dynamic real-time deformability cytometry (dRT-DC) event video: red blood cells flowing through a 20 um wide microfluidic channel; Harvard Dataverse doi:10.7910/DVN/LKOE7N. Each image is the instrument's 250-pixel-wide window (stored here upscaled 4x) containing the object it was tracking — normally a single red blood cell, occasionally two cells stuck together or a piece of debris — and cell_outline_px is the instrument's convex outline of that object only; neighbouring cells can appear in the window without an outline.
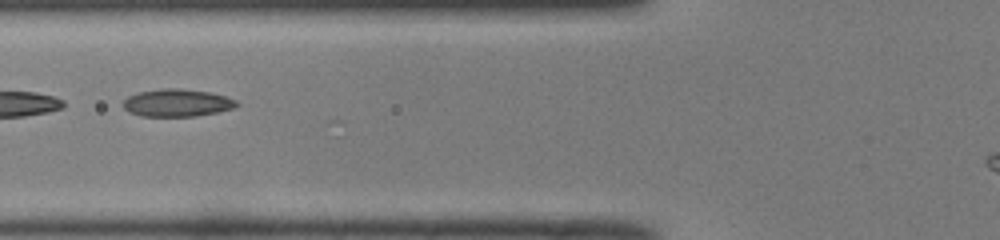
{"species": "common noctule bat (a hibernating species)", "species_latin": "Nyctalus noctula", "temperature_condition": "room temperature", "stored_images_in_passage": 25, "camera_frame_rate_fps": 3000, "um_per_image_px": 0.085, "animal": {"sex": "male", "body_mass_g": 19.0, "forearm_length_mm": 50.8}, "frame": {"image": 1, "passage_image": 21, "time_ms": 6.667, "image_size_px": [1000, 240], "cell_outline_px": [[240, 104], [232, 108], [216, 112], [196, 116], [140, 116], [128, 112], [124, 108], [124, 100], [128, 96], [140, 92], [160, 88], [180, 88], [208, 92], [224, 96], [236, 100]], "centroid_in_image_um": [15.03, 8.74], "position_along_channel_um": 110.8, "area_um2": 18.09}}